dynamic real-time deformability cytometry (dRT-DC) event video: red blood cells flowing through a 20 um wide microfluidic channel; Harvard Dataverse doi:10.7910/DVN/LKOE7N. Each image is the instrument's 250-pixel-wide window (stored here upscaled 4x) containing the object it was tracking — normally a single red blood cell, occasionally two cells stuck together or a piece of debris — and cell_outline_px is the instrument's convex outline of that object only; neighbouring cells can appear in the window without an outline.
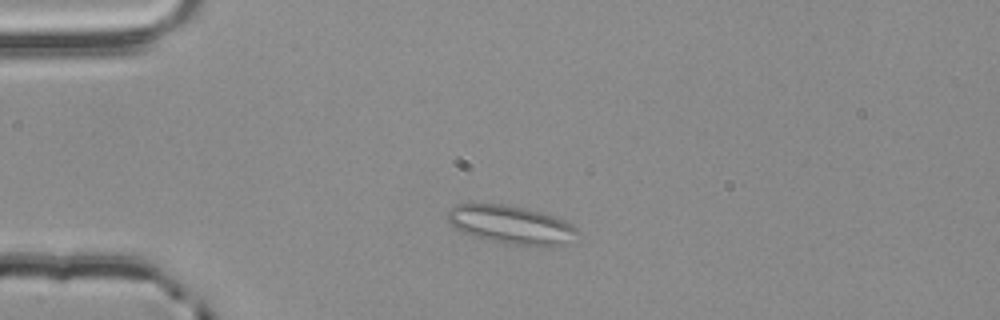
{"species": "common noctule bat (a hibernating species)", "species_latin": "Nyctalus noctula", "temperature_condition": "room temperature", "stored_images_in_passage": 50, "camera_frame_rate_fps": 3000, "um_per_image_px": 0.085, "animal": {"sex": "male", "body_mass_g": 20.4}, "frame": {"image": 1, "passage_image": 9, "time_ms": 2.667, "image_size_px": [1000, 320], "cell_outline_px": [[580, 232], [564, 244], [552, 248], [540, 248], [508, 244], [488, 240], [472, 236], [460, 232], [448, 220], [448, 212], [456, 204], [504, 204], [524, 208], [556, 216], [572, 224]], "centroid_in_image_um": [43.49, 19.14], "position_along_channel_um": 41.5, "area_um2": 29.42}}
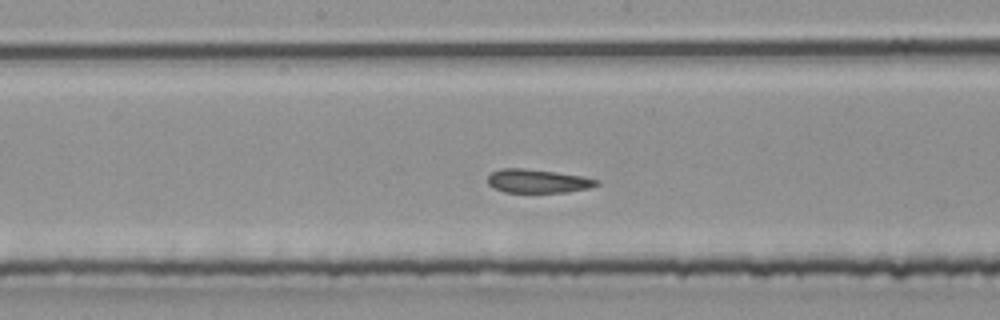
{"frame": {"image": 2, "passage_image": 24, "time_ms": 7.667, "image_size_px": [1000, 320], "cell_outline_px": [[600, 184], [588, 188], [568, 192], [504, 192], [488, 184], [488, 176], [492, 172], [500, 168], [524, 168], [556, 172], [584, 176], [600, 180]], "centroid_in_image_um": [45.74, 15.38], "position_along_channel_um": 202.5, "area_um2": 15.03}}
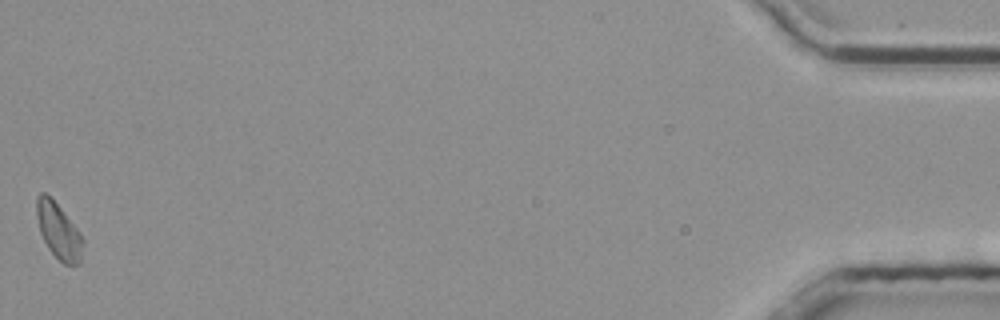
{"frame": {"image": 3, "passage_image": 50, "time_ms": 16.333, "image_size_px": [1000, 320], "cell_outline_px": [[84, 244], [80, 264], [64, 264], [48, 248], [40, 232], [36, 216], [36, 196], [40, 192], [44, 192], [60, 208], [80, 232], [84, 240]], "centroid_in_image_um": [4.99, 19.64], "position_along_channel_um": 430.2, "area_um2": 14.91}, "authors_computed_cell_mechanics": {"area_um2": 15.6349, "velocity_mm_per_s": 3.8165, "shape_relaxation_time_tau1_ms": null, "shape_relaxation_time_tau2_ms": 2.5828, "deformation_change_tau1": null, "deformation_change_tau2": 0.0732}}